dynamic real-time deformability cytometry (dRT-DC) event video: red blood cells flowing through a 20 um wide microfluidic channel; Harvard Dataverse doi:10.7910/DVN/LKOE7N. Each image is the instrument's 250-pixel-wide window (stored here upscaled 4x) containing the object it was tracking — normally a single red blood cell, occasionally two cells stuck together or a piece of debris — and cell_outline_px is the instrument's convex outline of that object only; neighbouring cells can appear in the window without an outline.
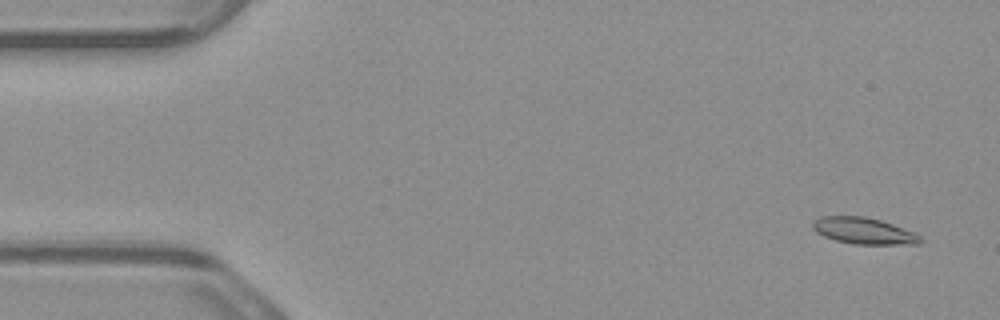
{"species": "common noctule bat (a hibernating species)", "species_latin": "Nyctalus noctula", "temperature_condition": "warm", "stored_images_in_passage": 3, "camera_frame_rate_fps": 3000, "um_per_image_px": 0.085, "animal": {"sex": "male", "body_mass_g": 23.1, "forearm_length_mm": 52.7}, "frame": {"image": 1, "passage_image": 1, "time_ms": 0.0, "image_size_px": [1000, 320], "cell_outline_px": [[924, 240], [920, 244], [856, 244], [836, 240], [824, 236], [816, 232], [812, 228], [812, 224], [820, 216], [864, 216], [880, 220], [916, 232]], "centroid_in_image_um": [73.46, 19.62], "position_along_channel_um": 11.5, "area_um2": 16.59}}